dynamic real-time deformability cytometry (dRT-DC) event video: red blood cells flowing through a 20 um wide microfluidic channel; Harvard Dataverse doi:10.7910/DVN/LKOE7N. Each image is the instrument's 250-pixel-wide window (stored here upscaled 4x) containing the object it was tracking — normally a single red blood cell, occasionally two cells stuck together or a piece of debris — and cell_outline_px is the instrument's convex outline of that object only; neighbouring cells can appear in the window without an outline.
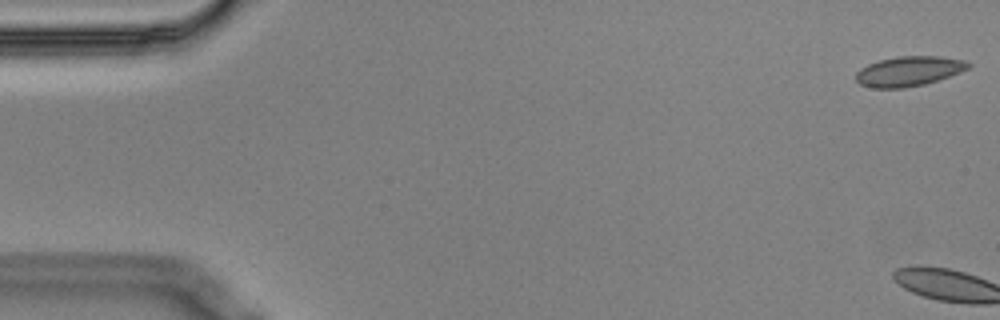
{"species": "Egyptian fruit bat (a non-hibernating species)", "species_latin": "Rousettus aegyptiacus", "temperature_condition": "cold", "stored_images_in_passage": 3, "camera_frame_rate_fps": 3000, "um_per_image_px": 0.085, "animal": {"sex": "male"}, "frame": {"image": 1, "passage_image": 1, "time_ms": 0.0, "image_size_px": [1000, 320], "cell_outline_px": [[972, 64], [968, 68], [960, 72], [924, 84], [904, 88], [872, 88], [860, 84], [856, 80], [856, 72], [860, 68], [868, 64], [880, 60], [896, 56], [940, 56], [968, 60]], "centroid_in_image_um": [77.25, 6.04], "position_along_channel_um": 7.7, "area_um2": 19.59}}